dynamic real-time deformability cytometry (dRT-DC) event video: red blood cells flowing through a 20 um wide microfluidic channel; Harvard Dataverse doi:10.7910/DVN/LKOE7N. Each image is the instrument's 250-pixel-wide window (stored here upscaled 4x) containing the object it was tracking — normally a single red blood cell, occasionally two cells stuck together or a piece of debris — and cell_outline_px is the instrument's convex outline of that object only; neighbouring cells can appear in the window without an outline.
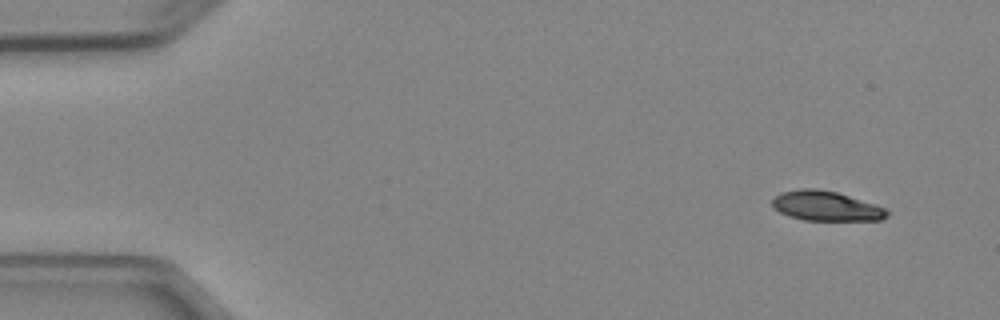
{"species": "Egyptian fruit bat (a non-hibernating species)", "species_latin": "Rousettus aegyptiacus", "temperature_condition": "cold", "stored_images_in_passage": 4, "camera_frame_rate_fps": 3000, "um_per_image_px": 0.085, "animal": {"sex": "female"}, "frame": {"image": 1, "passage_image": 1, "time_ms": 0.0, "image_size_px": [1000, 320], "cell_outline_px": [[888, 216], [880, 220], [804, 220], [788, 216], [772, 208], [772, 200], [780, 192], [800, 188], [816, 188], [836, 192], [884, 208], [888, 212]], "centroid_in_image_um": [70.14, 17.51], "position_along_channel_um": 14.9, "area_um2": 19.71}}
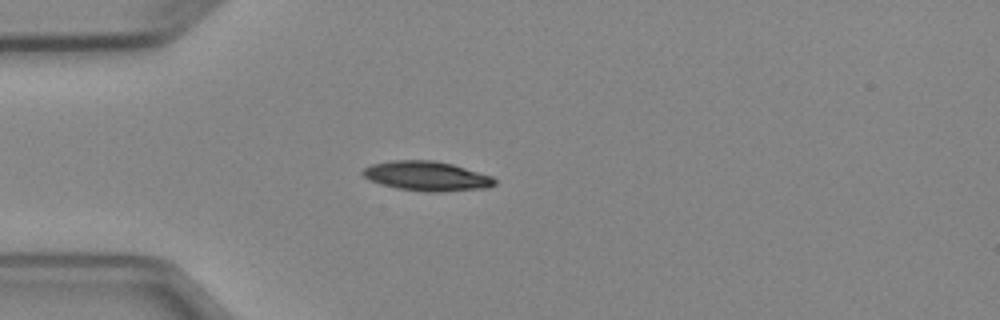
{"frame": {"image": 2, "passage_image": 4, "time_ms": 3.333, "image_size_px": [1000, 320], "cell_outline_px": [[496, 184], [488, 188], [440, 192], [424, 192], [396, 188], [380, 184], [368, 180], [360, 172], [364, 168], [372, 164], [392, 160], [432, 160], [452, 164], [492, 176], [496, 180]], "centroid_in_image_um": [36.26, 14.97], "position_along_channel_um": 48.7, "area_um2": 22.89}}